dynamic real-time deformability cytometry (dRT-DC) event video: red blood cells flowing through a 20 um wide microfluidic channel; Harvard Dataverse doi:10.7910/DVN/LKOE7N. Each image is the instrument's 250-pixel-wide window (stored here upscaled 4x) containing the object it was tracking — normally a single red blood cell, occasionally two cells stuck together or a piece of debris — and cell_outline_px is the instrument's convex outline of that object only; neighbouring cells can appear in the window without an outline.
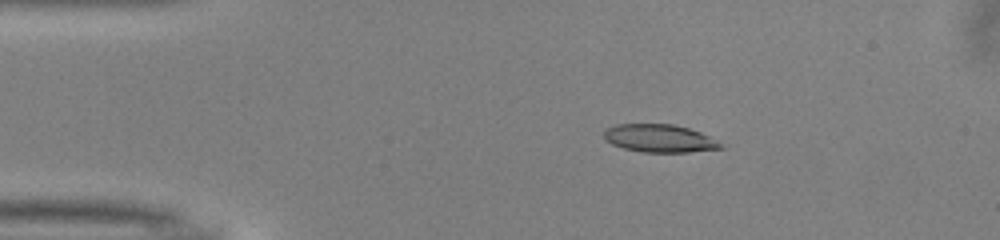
{"species": "common noctule bat (a hibernating species)", "species_latin": "Nyctalus noctula", "temperature_condition": "warm", "stored_images_in_passage": 50, "camera_frame_rate_fps": 3000, "um_per_image_px": 0.085, "animal": {"sex": "male", "body_mass_g": 13.0, "forearm_length_mm": 53.1}, "frame": {"image": 1, "passage_image": 8, "time_ms": 2.333, "image_size_px": [1000, 240], "cell_outline_px": [[724, 148], [688, 152], [644, 152], [624, 148], [612, 144], [604, 140], [604, 132], [608, 128], [616, 124], [672, 124], [688, 128], [700, 132], [716, 140]], "centroid_in_image_um": [56.03, 11.76], "position_along_channel_um": 29.0, "area_um2": 18.79}}
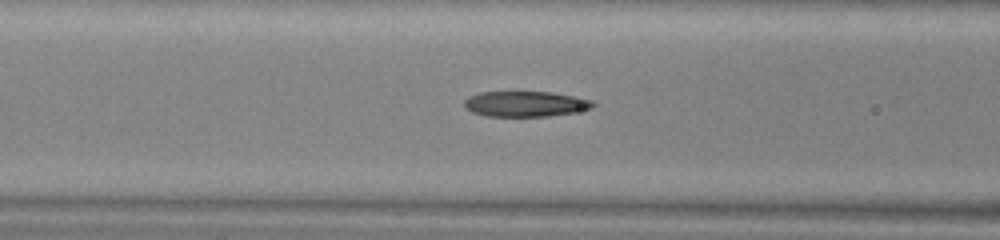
{"frame": {"image": 2, "passage_image": 19, "time_ms": 6.0, "image_size_px": [1000, 240], "cell_outline_px": [[596, 104], [592, 108], [572, 112], [548, 116], [488, 116], [472, 112], [464, 108], [464, 100], [468, 96], [480, 92], [552, 92], [592, 100]], "centroid_in_image_um": [44.62, 8.83], "position_along_channel_um": 122.0, "area_um2": 19.02}}
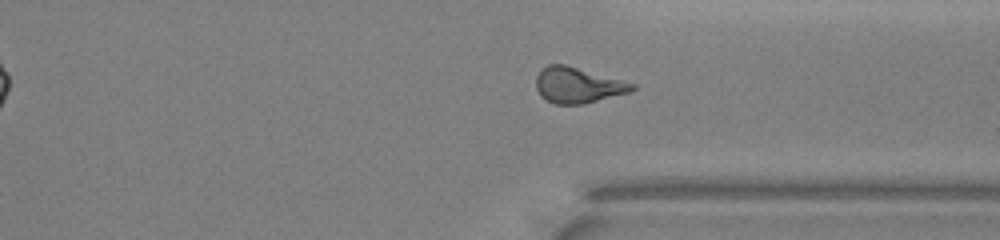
{"frame": {"image": 3, "passage_image": 37, "time_ms": 12.0, "image_size_px": [1000, 240], "cell_outline_px": [[636, 88], [628, 92], [584, 104], [556, 104], [544, 100], [540, 96], [536, 88], [536, 76], [540, 68], [548, 64], [564, 64], [636, 84]], "centroid_in_image_um": [49.05, 7.24], "position_along_channel_um": 362.3, "area_um2": 19.94}, "authors_computed_cell_mechanics": {"area_um2": 19.9699, "velocity_mm_per_s": 4.0078, "shape_relaxation_time_tau1_ms": 6.6424, "shape_relaxation_time_tau2_ms": 2.2217, "deformation_change_tau1": 0.2134, "deformation_change_tau2": 0.1208}}